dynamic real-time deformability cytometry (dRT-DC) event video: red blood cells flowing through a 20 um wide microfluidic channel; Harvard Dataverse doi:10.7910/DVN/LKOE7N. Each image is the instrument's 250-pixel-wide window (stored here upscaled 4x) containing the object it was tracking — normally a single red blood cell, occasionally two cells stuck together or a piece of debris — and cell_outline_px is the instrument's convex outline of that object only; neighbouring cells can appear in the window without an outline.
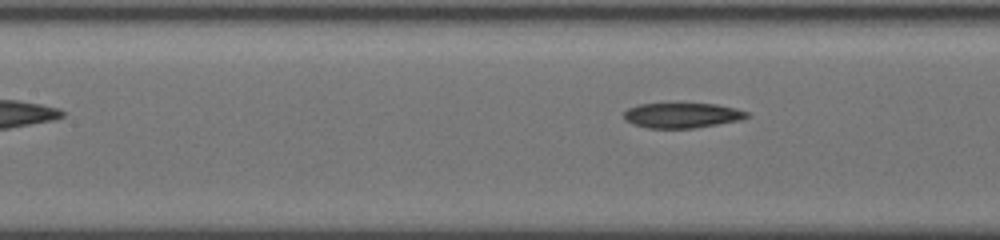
{"species": "common noctule bat (a hibernating species)", "species_latin": "Nyctalus noctula", "temperature_condition": "cold", "stored_images_in_passage": 6, "segment_of_instrument_passage": [2, 2], "camera_frame_rate_fps": 3000, "um_per_image_px": 0.085, "animal": {"sex": "female", "body_mass_g": 19.5, "forearm_length_mm": 54.1}, "frame": {"image": 1, "passage_image": 6, "time_ms": 3.667, "image_size_px": [1000, 240], "cell_outline_px": [[748, 116], [740, 120], [696, 128], [648, 128], [632, 124], [624, 120], [624, 112], [628, 108], [640, 104], [676, 100], [716, 104], [736, 108], [748, 112]], "centroid_in_image_um": [57.94, 9.75], "position_along_channel_um": 149.5, "area_um2": 19.02}}